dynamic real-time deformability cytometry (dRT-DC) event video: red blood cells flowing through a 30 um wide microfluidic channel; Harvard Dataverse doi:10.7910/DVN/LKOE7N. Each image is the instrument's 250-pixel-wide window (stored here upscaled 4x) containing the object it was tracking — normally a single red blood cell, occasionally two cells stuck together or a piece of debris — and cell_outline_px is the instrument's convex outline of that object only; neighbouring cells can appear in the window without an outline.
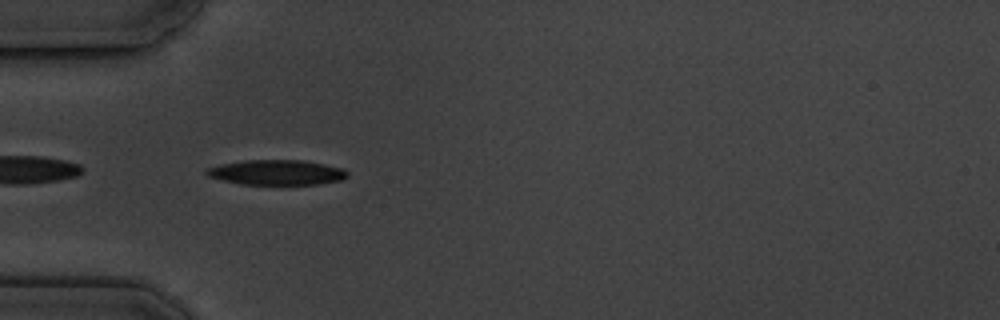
{"species": "common noctule bat (a hibernating species)", "species_latin": "Nyctalus noctula", "temperature_condition": "cold", "stored_images_in_passage": 8, "camera_frame_rate_fps": 3000, "um_per_image_px": 0.085, "animal": {"sex": "male", "body_mass_g": 19.5, "forearm_length_mm": 54.6}, "frame": {"image": 1, "passage_image": 6, "time_ms": 5.667, "image_size_px": [1000, 320], "cell_outline_px": [[348, 176], [344, 180], [316, 184], [240, 184], [208, 176], [204, 172], [204, 168], [220, 164], [244, 160], [304, 160], [344, 168], [348, 172]], "centroid_in_image_um": [23.52, 14.65], "position_along_channel_um": 61.5, "area_um2": 20.69}}